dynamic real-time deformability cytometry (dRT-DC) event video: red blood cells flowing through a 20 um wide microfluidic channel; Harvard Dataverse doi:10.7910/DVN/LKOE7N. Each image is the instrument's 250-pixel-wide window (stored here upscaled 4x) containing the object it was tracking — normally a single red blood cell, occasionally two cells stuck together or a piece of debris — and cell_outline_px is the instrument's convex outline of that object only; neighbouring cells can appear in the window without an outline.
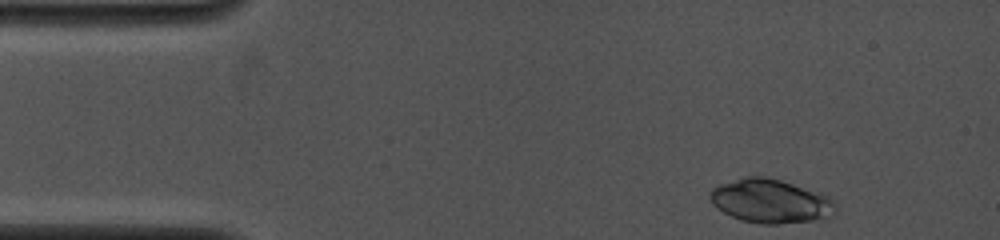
{"species": "common noctule bat (a hibernating species)", "species_latin": "Nyctalus noctula", "temperature_condition": "cold", "stored_images_in_passage": 11, "camera_frame_rate_fps": 4000, "um_per_image_px": 0.085, "animal": {"sex": "female", "body_mass_g": 19.0, "forearm_length_mm": 53.3}, "frame": {"image": 1, "passage_image": 1, "time_ms": 0.0, "image_size_px": [1000, 240], "cell_outline_px": [[836, 212], [828, 220], [780, 224], [760, 224], [740, 220], [716, 208], [712, 204], [708, 196], [708, 192], [712, 188], [720, 184], [744, 176], [764, 176], [780, 180], [820, 192], [836, 200]], "centroid_in_image_um": [65.54, 17.11], "position_along_channel_um": 19.5, "area_um2": 32.89}}